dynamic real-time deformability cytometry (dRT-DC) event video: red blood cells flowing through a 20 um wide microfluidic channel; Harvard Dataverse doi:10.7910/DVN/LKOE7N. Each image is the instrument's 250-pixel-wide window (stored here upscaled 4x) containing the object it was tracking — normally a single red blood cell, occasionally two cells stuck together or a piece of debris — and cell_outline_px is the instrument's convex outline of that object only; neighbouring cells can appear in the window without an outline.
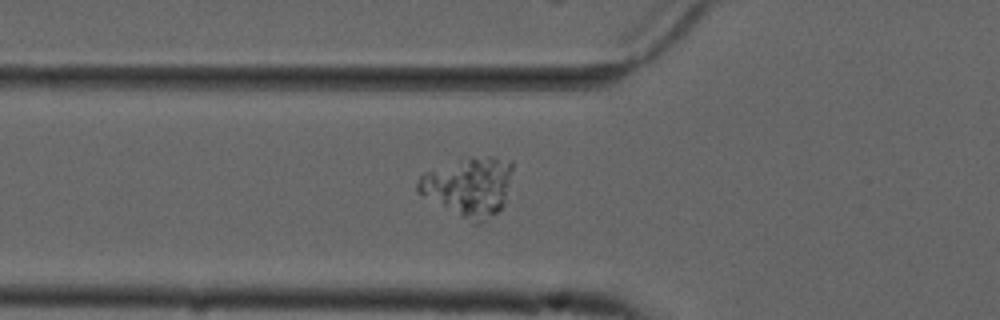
{"species": "common noctule bat (a hibernating species)", "species_latin": "Nyctalus noctula", "temperature_condition": "cold", "stored_images_in_passage": 50, "camera_frame_rate_fps": 3000, "um_per_image_px": 0.085, "animal": {"sex": "male", "forearm_length_mm": 52.5}, "frame": {"image": 1, "passage_image": 15, "time_ms": 4.667, "image_size_px": [1000, 320], "cell_outline_px": [[512, 168], [504, 204], [496, 212], [484, 220], [476, 224], [472, 224], [416, 192], [416, 184], [420, 176], [424, 172], [472, 156], [492, 156], [512, 160]], "centroid_in_image_um": [39.82, 15.86], "position_along_channel_um": 86.0, "area_um2": 32.48}}
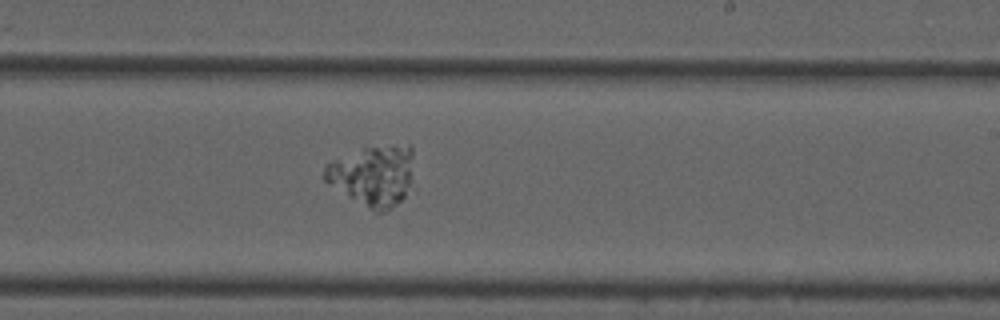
{"frame": {"image": 2, "passage_image": 29, "time_ms": 9.333, "image_size_px": [1000, 320], "cell_outline_px": [[416, 188], [396, 204], [384, 212], [376, 212], [328, 184], [324, 180], [324, 164], [332, 160], [364, 148], [408, 144], [412, 148]], "centroid_in_image_um": [31.8, 14.92], "position_along_channel_um": 257.2, "area_um2": 32.08}}
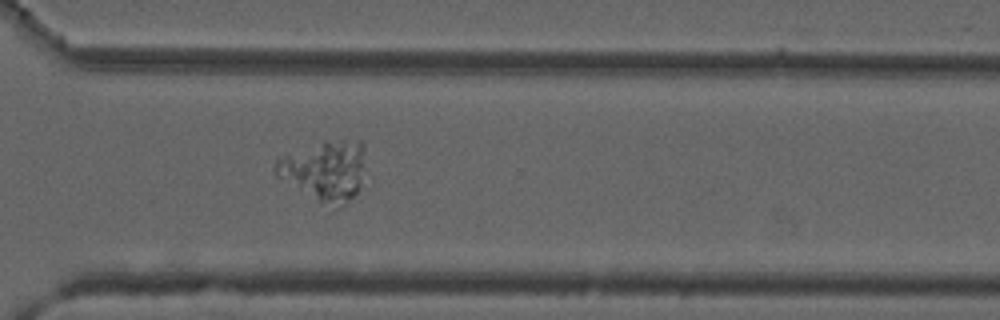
{"frame": {"image": 3, "passage_image": 36, "time_ms": 11.667, "image_size_px": [1000, 320], "cell_outline_px": [[364, 148], [360, 188], [340, 208], [336, 208], [320, 200], [276, 176], [272, 172], [272, 168], [276, 160], [284, 156], [324, 140], [360, 140], [364, 144]], "centroid_in_image_um": [27.61, 14.46], "position_along_channel_um": 343.0, "area_um2": 30.69}}